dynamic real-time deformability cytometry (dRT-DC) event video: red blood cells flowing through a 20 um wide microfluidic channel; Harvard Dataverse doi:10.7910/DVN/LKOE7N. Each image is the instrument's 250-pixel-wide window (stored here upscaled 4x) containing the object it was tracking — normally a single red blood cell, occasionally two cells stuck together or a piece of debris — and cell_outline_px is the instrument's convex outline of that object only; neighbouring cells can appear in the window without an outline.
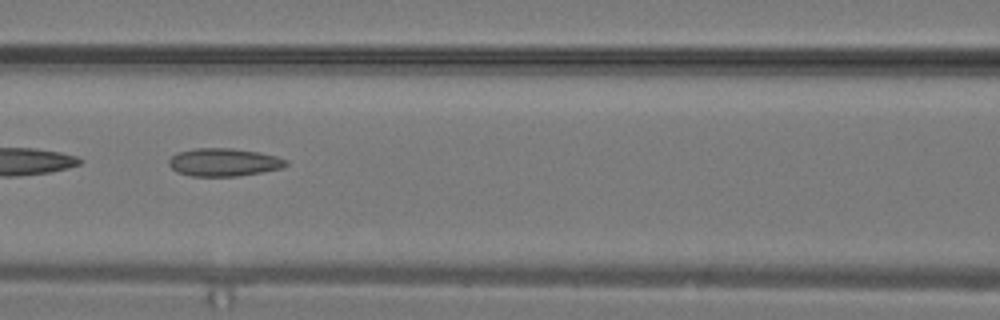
{"species": "common noctule bat (a hibernating species)", "species_latin": "Nyctalus noctula", "temperature_condition": "warm", "stored_images_in_passage": 31, "camera_frame_rate_fps": 3000, "um_per_image_px": 0.085, "animal": {"sex": "male", "body_mass_g": 19.2, "forearm_length_mm": 51.8}, "frame": {"image": 1, "passage_image": 14, "time_ms": 4.333, "image_size_px": [1000, 320], "cell_outline_px": [[288, 164], [280, 168], [260, 172], [236, 176], [192, 176], [176, 172], [168, 164], [168, 160], [176, 152], [196, 148], [232, 148], [260, 152], [276, 156], [288, 160]], "centroid_in_image_um": [18.99, 13.78], "position_along_channel_um": 147.6, "area_um2": 19.07}}
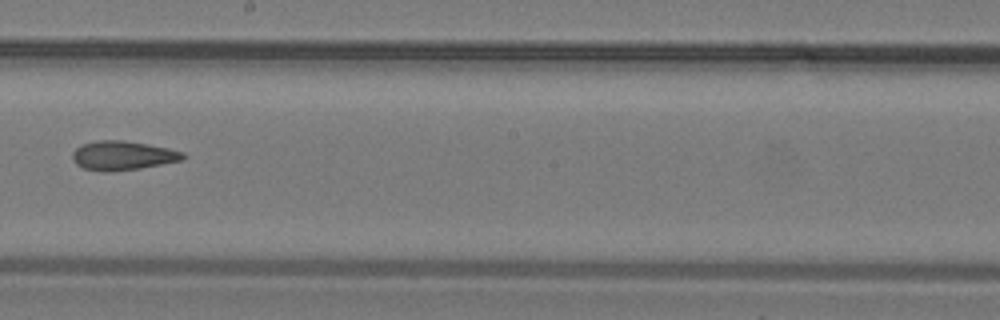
{"frame": {"image": 2, "passage_image": 18, "time_ms": 5.667, "image_size_px": [1000, 320], "cell_outline_px": [[184, 156], [180, 160], [140, 168], [108, 172], [104, 172], [84, 168], [76, 164], [72, 160], [72, 152], [80, 144], [100, 140], [124, 140], [168, 148], [184, 152]], "centroid_in_image_um": [10.36, 13.21], "position_along_channel_um": 237.8, "area_um2": 18.61}}